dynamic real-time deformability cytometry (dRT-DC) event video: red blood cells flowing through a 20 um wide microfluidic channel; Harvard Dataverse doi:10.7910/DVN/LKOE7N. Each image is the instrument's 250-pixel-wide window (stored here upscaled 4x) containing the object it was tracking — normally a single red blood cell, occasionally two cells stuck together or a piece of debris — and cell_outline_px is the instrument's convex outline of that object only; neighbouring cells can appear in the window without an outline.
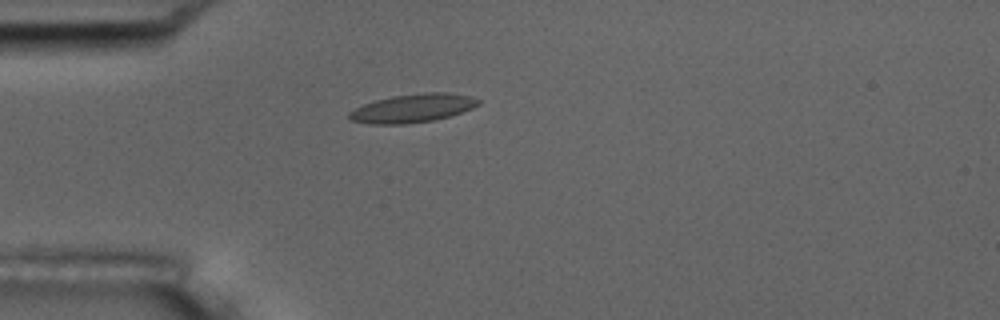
{"species": "common noctule bat (a hibernating species)", "species_latin": "Nyctalus noctula", "temperature_condition": "room temperature", "stored_images_in_passage": 2, "camera_frame_rate_fps": 3000, "um_per_image_px": 0.085, "animal": {"sex": "male", "body_mass_g": 17.5, "forearm_length_mm": 52.3}, "frame": {"image": 1, "passage_image": 1, "time_ms": 0.0, "image_size_px": [1000, 320], "cell_outline_px": [[480, 104], [472, 108], [448, 116], [432, 120], [408, 124], [368, 124], [348, 120], [348, 112], [364, 104], [376, 100], [392, 96], [424, 92], [448, 92], [472, 96], [480, 100]], "centroid_in_image_um": [35.06, 9.19], "position_along_channel_um": 49.9, "area_um2": 21.5}}